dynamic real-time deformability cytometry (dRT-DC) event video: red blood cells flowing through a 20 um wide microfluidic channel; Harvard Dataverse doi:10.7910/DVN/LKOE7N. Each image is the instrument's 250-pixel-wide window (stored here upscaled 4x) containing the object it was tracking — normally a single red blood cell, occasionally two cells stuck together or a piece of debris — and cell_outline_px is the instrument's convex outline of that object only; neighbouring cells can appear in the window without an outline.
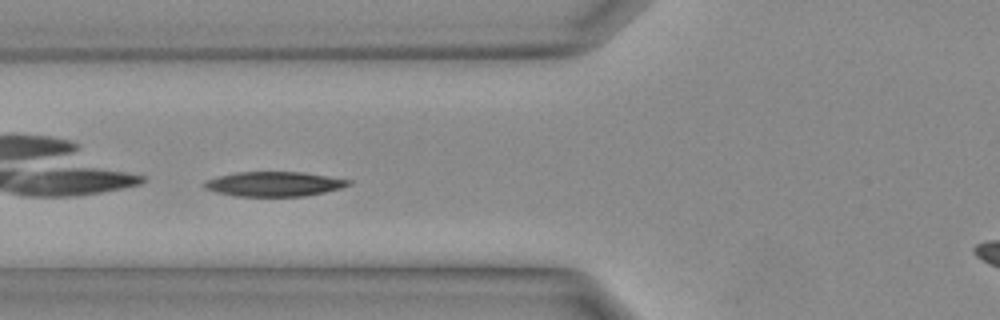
{"species": "Egyptian fruit bat (a non-hibernating species)", "species_latin": "Rousettus aegyptiacus", "temperature_condition": "warm", "stored_images_in_passage": 30, "camera_frame_rate_fps": 3000, "um_per_image_px": 0.085, "animal": {"sex": "female"}, "frame": {"image": 1, "passage_image": 9, "time_ms": 2.667, "image_size_px": [1000, 320], "cell_outline_px": [[352, 184], [340, 188], [324, 192], [304, 196], [236, 196], [216, 192], [204, 188], [204, 180], [236, 172], [300, 172], [352, 180]], "centroid_in_image_um": [23.28, 15.64], "position_along_channel_um": 102.5, "area_um2": 20.58}}
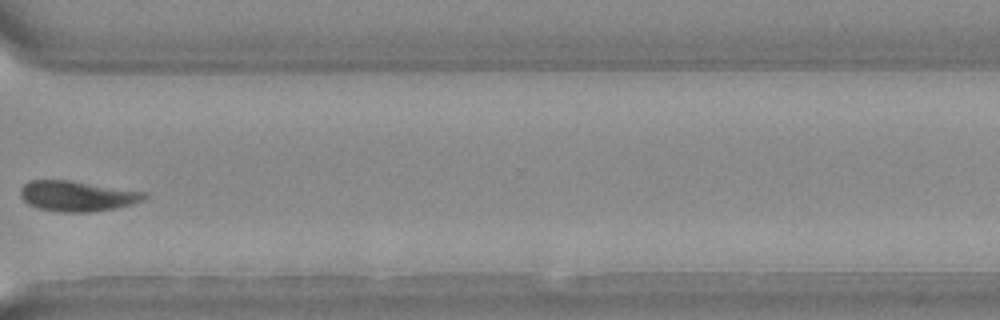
{"frame": {"image": 2, "passage_image": 22, "time_ms": 7.0, "image_size_px": [1000, 320], "cell_outline_px": [[148, 196], [144, 200], [132, 204], [116, 208], [92, 212], [56, 212], [36, 208], [28, 204], [20, 196], [20, 188], [28, 180], [68, 180], [144, 192]], "centroid_in_image_um": [6.51, 16.67], "position_along_channel_um": 364.1, "area_um2": 22.02}}